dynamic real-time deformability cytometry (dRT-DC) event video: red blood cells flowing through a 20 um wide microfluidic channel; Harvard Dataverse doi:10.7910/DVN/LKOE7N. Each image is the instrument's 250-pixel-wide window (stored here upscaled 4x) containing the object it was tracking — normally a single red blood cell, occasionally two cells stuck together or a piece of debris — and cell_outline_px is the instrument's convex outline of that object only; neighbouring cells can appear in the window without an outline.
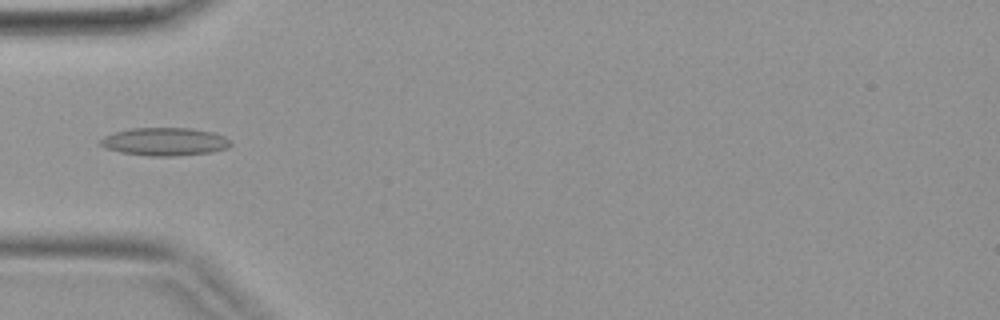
{"species": "common noctule bat (a hibernating species)", "species_latin": "Nyctalus noctula", "temperature_condition": "warm", "stored_images_in_passage": 40, "camera_frame_rate_fps": 3000, "um_per_image_px": 0.085, "animal": {"sex": "female", "body_mass_g": 19.9}, "frame": {"image": 1, "passage_image": 13, "time_ms": 4.0, "image_size_px": [1000, 320], "cell_outline_px": [[232, 144], [228, 148], [212, 152], [176, 156], [148, 156], [120, 152], [104, 148], [100, 144], [100, 140], [104, 136], [112, 132], [132, 128], [192, 128], [212, 132], [224, 136], [232, 140]], "centroid_in_image_um": [14.01, 12.04], "position_along_channel_um": 71.0, "area_um2": 21.5}}
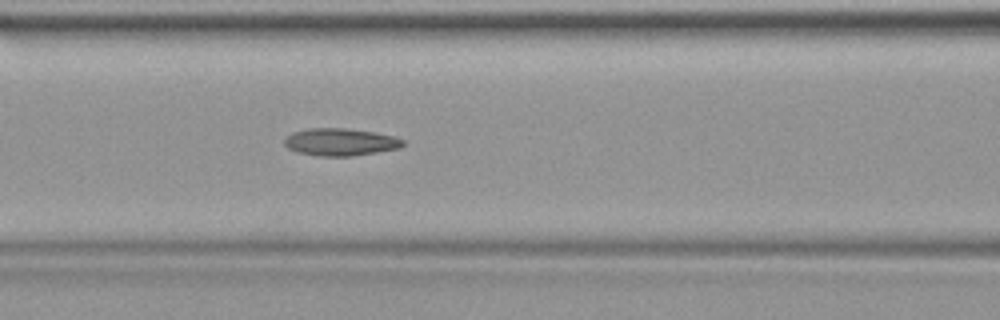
{"frame": {"image": 2, "passage_image": 17, "time_ms": 5.333, "image_size_px": [1000, 320], "cell_outline_px": [[404, 144], [400, 148], [352, 156], [316, 156], [296, 152], [288, 148], [284, 144], [284, 140], [292, 132], [308, 128], [344, 128], [376, 132], [396, 136], [404, 140]], "centroid_in_image_um": [28.94, 12.07], "position_along_channel_um": 137.7, "area_um2": 19.07}}
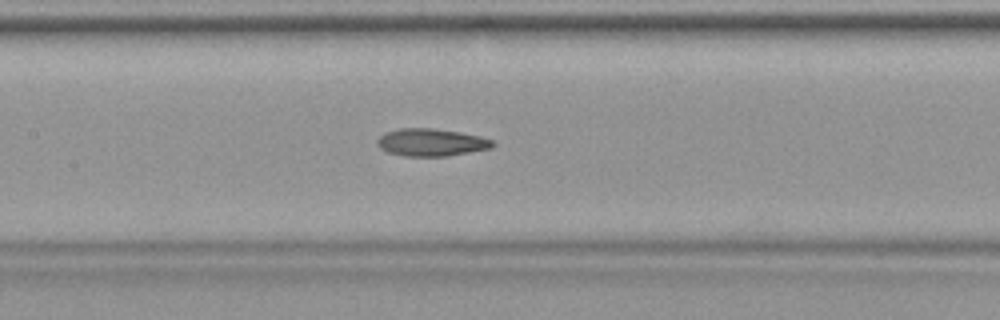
{"frame": {"image": 3, "passage_image": 19, "time_ms": 6.0, "image_size_px": [1000, 320], "cell_outline_px": [[496, 144], [492, 148], [444, 156], [404, 156], [388, 152], [380, 148], [376, 144], [376, 140], [384, 132], [400, 128], [432, 128], [460, 132], [480, 136], [492, 140]], "centroid_in_image_um": [36.63, 12.09], "position_along_channel_um": 170.8, "area_um2": 18.5}}